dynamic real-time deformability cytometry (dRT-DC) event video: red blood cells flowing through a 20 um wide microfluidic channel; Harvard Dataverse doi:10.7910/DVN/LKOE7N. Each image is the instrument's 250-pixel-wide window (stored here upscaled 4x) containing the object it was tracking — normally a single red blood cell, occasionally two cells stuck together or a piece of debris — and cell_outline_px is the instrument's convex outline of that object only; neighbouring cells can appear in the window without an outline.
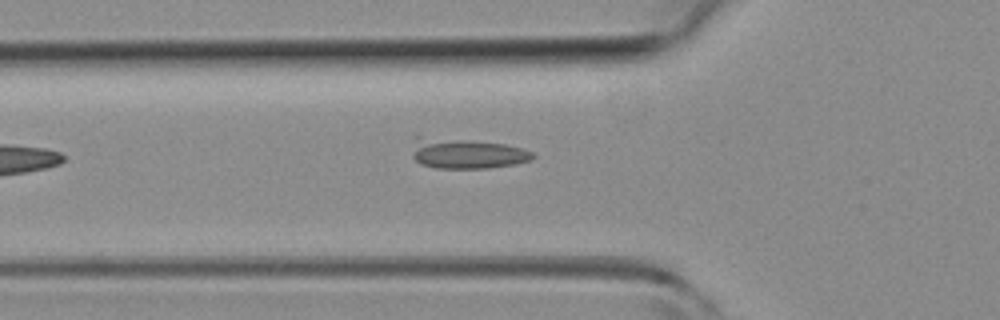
{"species": "common noctule bat (a hibernating species)", "species_latin": "Nyctalus noctula", "temperature_condition": "room temperature", "stored_images_in_passage": 3, "camera_frame_rate_fps": 3000, "um_per_image_px": 0.085, "animal": {"sex": "female", "body_mass_g": 19.3, "forearm_length_mm": 54.1}, "frame": {"image": 1, "passage_image": 3, "time_ms": 2.333, "image_size_px": [1000, 320], "cell_outline_px": [[536, 156], [532, 160], [516, 164], [488, 168], [436, 168], [420, 164], [412, 156], [420, 148], [428, 144], [504, 144], [520, 148], [532, 152]], "centroid_in_image_um": [40.06, 13.24], "position_along_channel_um": 85.7, "area_um2": 17.8}}